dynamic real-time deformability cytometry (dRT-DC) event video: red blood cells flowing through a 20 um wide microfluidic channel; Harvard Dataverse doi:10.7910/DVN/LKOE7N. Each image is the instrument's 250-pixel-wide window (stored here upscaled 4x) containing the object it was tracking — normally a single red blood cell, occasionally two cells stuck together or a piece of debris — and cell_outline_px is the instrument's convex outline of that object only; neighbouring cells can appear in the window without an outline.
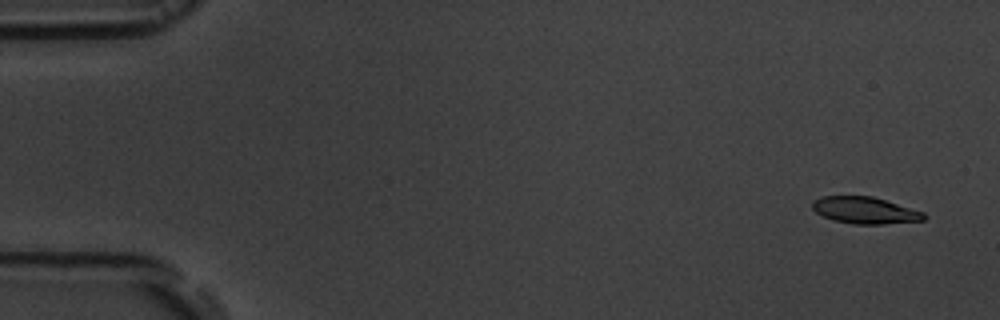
{"species": "common noctule bat (a hibernating species)", "species_latin": "Nyctalus noctula", "temperature_condition": "room temperature", "stored_images_in_passage": 5, "camera_frame_rate_fps": 3000, "um_per_image_px": 0.085, "animal": {"sex": "male", "body_mass_g": 19.5, "forearm_length_mm": 54.6}, "frame": {"image": 1, "passage_image": 1, "time_ms": 0.0, "image_size_px": [1000, 320], "cell_outline_px": [[928, 216], [924, 220], [884, 224], [852, 224], [832, 220], [816, 212], [812, 208], [812, 200], [820, 196], [872, 196], [924, 212]], "centroid_in_image_um": [73.51, 17.88], "position_along_channel_um": 11.5, "area_um2": 17.46}}
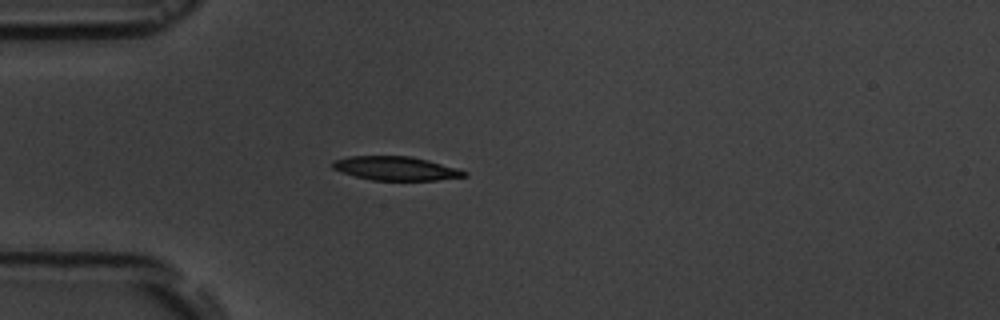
{"frame": {"image": 2, "passage_image": 5, "time_ms": 4.333, "image_size_px": [1000, 320], "cell_outline_px": [[468, 176], [436, 180], [372, 180], [340, 172], [332, 168], [332, 160], [352, 156], [408, 156], [428, 160], [460, 168], [468, 172]], "centroid_in_image_um": [33.67, 14.31], "position_along_channel_um": 51.3, "area_um2": 18.38}}